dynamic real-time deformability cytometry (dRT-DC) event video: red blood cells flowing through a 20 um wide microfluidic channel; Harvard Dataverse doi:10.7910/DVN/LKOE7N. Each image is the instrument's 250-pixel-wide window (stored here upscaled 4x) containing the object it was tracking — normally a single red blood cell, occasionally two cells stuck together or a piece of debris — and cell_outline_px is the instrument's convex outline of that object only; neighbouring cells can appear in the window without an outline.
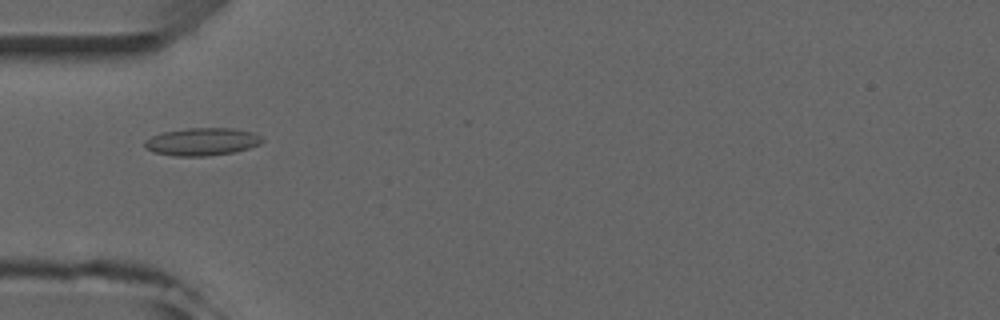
{"species": "common noctule bat (a hibernating species)", "species_latin": "Nyctalus noctula", "temperature_condition": "room temperature", "stored_images_in_passage": 8, "camera_frame_rate_fps": 3000, "um_per_image_px": 0.085, "animal": {"sex": "male", "forearm_length_mm": 52.5}, "frame": {"image": 1, "passage_image": 5, "time_ms": 4.667, "image_size_px": [1000, 320], "cell_outline_px": [[264, 140], [260, 144], [248, 148], [232, 152], [204, 156], [176, 156], [152, 152], [144, 148], [144, 140], [152, 136], [164, 132], [184, 128], [232, 128], [252, 132], [260, 136]], "centroid_in_image_um": [17.13, 12.04], "position_along_channel_um": 67.9, "area_um2": 18.9}}
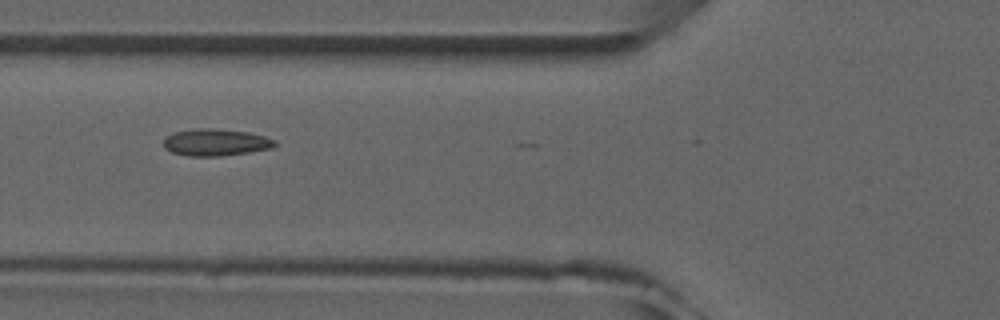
{"frame": {"image": 2, "passage_image": 6, "time_ms": 5.667, "image_size_px": [1000, 320], "cell_outline_px": [[276, 144], [272, 148], [248, 152], [220, 156], [188, 156], [172, 152], [164, 148], [164, 140], [168, 136], [176, 132], [196, 128], [212, 128], [248, 132], [264, 136], [276, 140]], "centroid_in_image_um": [18.34, 12.1], "position_along_channel_um": 107.5, "area_um2": 17.34}}
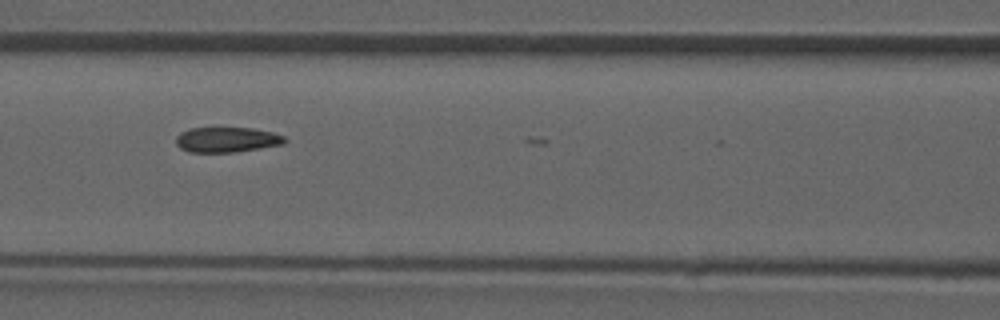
{"frame": {"image": 3, "passage_image": 7, "time_ms": 6.667, "image_size_px": [1000, 320], "cell_outline_px": [[288, 140], [284, 144], [236, 152], [188, 152], [180, 148], [176, 144], [176, 136], [180, 132], [188, 128], [252, 128], [272, 132], [284, 136]], "centroid_in_image_um": [19.27, 11.87], "position_along_channel_um": 147.3, "area_um2": 16.07}}